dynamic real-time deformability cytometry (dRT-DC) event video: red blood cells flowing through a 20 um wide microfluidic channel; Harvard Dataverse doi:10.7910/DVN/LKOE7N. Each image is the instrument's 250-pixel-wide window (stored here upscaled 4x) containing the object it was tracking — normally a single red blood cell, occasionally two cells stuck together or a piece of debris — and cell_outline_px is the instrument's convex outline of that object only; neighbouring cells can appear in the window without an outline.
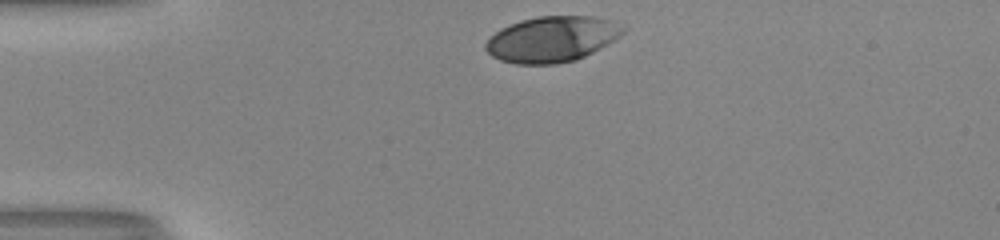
{"species": "human", "species_latin": "Homo sapiens", "temperature_condition": "room temperature", "stored_images_in_passage": 30, "camera_frame_rate_fps": 3000, "um_per_image_px": 0.085, "donor": {"sex": "male"}, "frame": {"image": 1, "passage_image": 1, "time_ms": 0.0, "image_size_px": [1000, 240], "cell_outline_px": [[628, 28], [620, 36], [600, 48], [576, 60], [556, 64], [516, 64], [500, 60], [492, 56], [484, 48], [484, 44], [500, 28], [520, 20], [536, 16], [592, 16], [628, 24]], "centroid_in_image_um": [46.95, 3.31], "position_along_channel_um": 38.0, "area_um2": 36.88}}
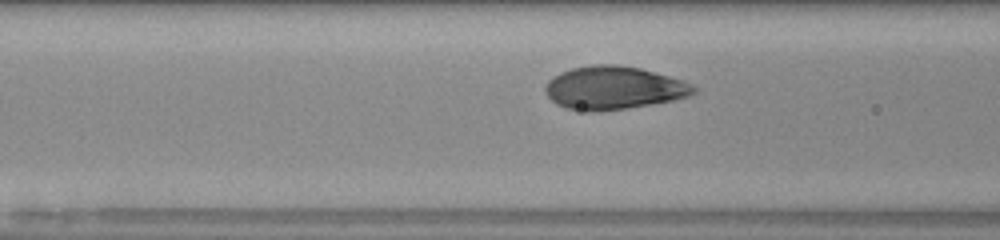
{"frame": {"image": 2, "passage_image": 10, "time_ms": 3.0, "image_size_px": [1000, 240], "cell_outline_px": [[696, 92], [688, 96], [672, 100], [628, 108], [592, 112], [588, 112], [568, 108], [556, 104], [544, 92], [544, 88], [548, 80], [552, 76], [560, 72], [572, 68], [592, 64], [616, 64], [640, 68], [684, 80], [692, 84], [696, 88]], "centroid_in_image_um": [52.14, 7.46], "position_along_channel_um": 114.5, "area_um2": 37.4}}
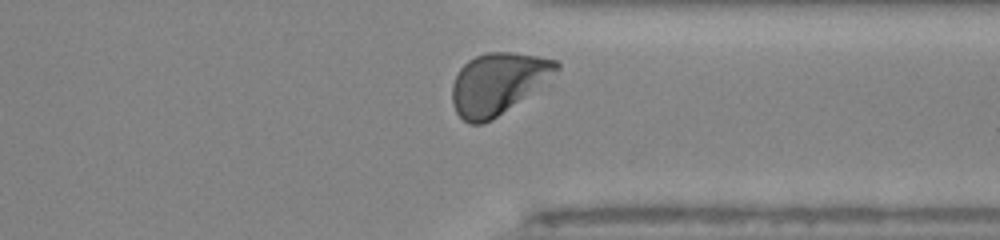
{"frame": {"image": 3, "passage_image": 29, "time_ms": 9.333, "image_size_px": [1000, 240], "cell_outline_px": [[560, 68], [492, 120], [484, 124], [468, 124], [456, 112], [452, 104], [452, 84], [460, 68], [468, 60], [476, 56], [488, 52], [512, 52], [536, 56], [556, 60], [560, 64]], "centroid_in_image_um": [42.23, 7.09], "position_along_channel_um": 369.2, "area_um2": 36.24}, "authors_computed_cell_mechanics": {"area_um2": 36.992, "velocity_mm_per_s": 4.0143, "shape_relaxation_time_tau1_ms": 2.2813, "shape_relaxation_time_tau2_ms": null, "deformation_change_tau1": 0.1663, "deformation_change_tau2": null}}